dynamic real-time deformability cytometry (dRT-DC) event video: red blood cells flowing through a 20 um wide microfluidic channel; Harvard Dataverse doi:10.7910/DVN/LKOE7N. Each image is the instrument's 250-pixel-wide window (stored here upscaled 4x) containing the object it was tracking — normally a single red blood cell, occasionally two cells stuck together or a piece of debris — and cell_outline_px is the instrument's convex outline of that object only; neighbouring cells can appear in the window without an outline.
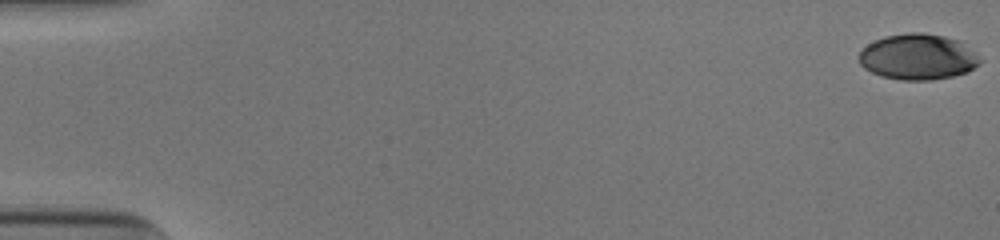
{"species": "human", "species_latin": "Homo sapiens", "temperature_condition": "cold", "stored_images_in_passage": 47, "camera_frame_rate_fps": 3000, "um_per_image_px": 0.085, "donor": {"sex": "male"}, "frame": {"image": 1, "passage_image": 1, "time_ms": 0.0, "image_size_px": [1000, 240], "cell_outline_px": [[980, 64], [968, 72], [952, 76], [932, 80], [900, 80], [880, 76], [864, 68], [860, 64], [856, 56], [868, 44], [884, 36], [908, 32], [924, 32], [944, 36], [960, 40], [976, 52], [980, 60]], "centroid_in_image_um": [78.02, 4.83], "position_along_channel_um": 7.0, "area_um2": 32.66}}
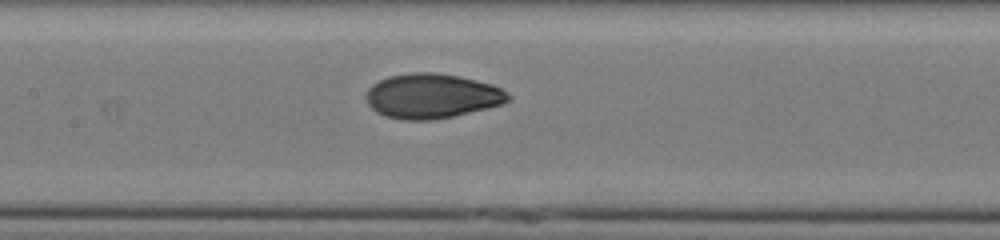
{"frame": {"image": 2, "passage_image": 27, "time_ms": 8.667, "image_size_px": [1000, 240], "cell_outline_px": [[512, 96], [508, 100], [500, 104], [452, 116], [432, 120], [404, 120], [384, 116], [376, 112], [368, 104], [364, 96], [368, 88], [372, 84], [388, 76], [412, 72], [436, 72], [460, 76], [492, 84], [508, 92]], "centroid_in_image_um": [36.66, 8.15], "position_along_channel_um": 170.7, "area_um2": 37.05}}
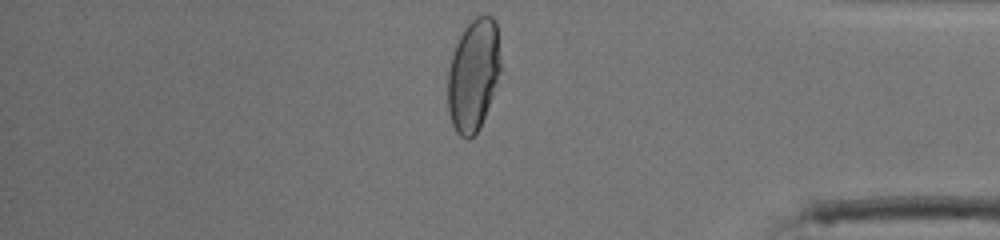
{"frame": {"image": 3, "passage_image": 46, "time_ms": 15.0, "image_size_px": [1000, 240], "cell_outline_px": [[504, 68], [480, 128], [468, 140], [460, 136], [456, 132], [452, 124], [448, 108], [448, 72], [452, 56], [456, 44], [464, 28], [476, 16], [492, 16], [496, 20]], "centroid_in_image_um": [40.3, 6.36], "position_along_channel_um": 394.9, "area_um2": 35.32}, "authors_computed_cell_mechanics": {"area_um2": 35.4314, "velocity_mm_per_s": 3.9204, "shape_relaxation_time_tau1_ms": 4.7735, "shape_relaxation_time_tau2_ms": 0.9846, "deformation_change_tau1": 0.2176, "deformation_change_tau2": 0.044}}